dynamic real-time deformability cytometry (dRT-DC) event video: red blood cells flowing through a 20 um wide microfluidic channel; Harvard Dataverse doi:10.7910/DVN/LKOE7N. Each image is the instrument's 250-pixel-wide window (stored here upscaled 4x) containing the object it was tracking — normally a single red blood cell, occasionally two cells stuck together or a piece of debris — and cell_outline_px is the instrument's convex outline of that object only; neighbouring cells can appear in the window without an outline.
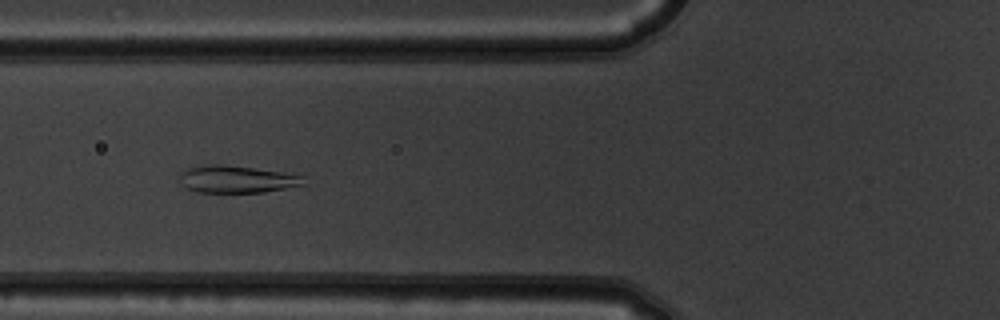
{"species": "common noctule bat (a hibernating species)", "species_latin": "Nyctalus noctula", "temperature_condition": "warm", "stored_images_in_passage": 9, "camera_frame_rate_fps": 3000, "um_per_image_px": 0.085, "animal": {"sex": "male", "body_mass_g": 19.5, "forearm_length_mm": 54.6}, "frame": {"image": 1, "passage_image": 7, "time_ms": 2.0, "image_size_px": [1000, 320], "cell_outline_px": [[308, 184], [264, 192], [196, 192], [184, 188], [180, 184], [180, 172], [188, 168], [204, 164], [220, 164], [252, 168], [280, 172], [300, 176]], "centroid_in_image_um": [20.05, 15.24], "position_along_channel_um": 105.8, "area_um2": 19.65}}